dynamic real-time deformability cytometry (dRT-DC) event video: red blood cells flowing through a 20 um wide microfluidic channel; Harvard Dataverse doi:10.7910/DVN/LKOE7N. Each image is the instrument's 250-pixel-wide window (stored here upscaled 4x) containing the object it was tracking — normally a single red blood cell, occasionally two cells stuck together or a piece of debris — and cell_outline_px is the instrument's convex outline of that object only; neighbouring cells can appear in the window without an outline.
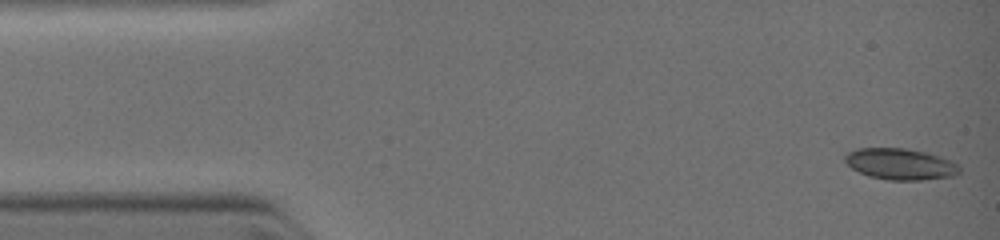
{"species": "common noctule bat (a hibernating species)", "species_latin": "Nyctalus noctula", "temperature_condition": "warm", "stored_images_in_passage": 12, "camera_frame_rate_fps": 3000, "um_per_image_px": 0.085, "animal": {"sex": "female", "body_mass_g": 19.0, "forearm_length_mm": 51.5}, "frame": {"image": 1, "passage_image": 1, "time_ms": 0.0, "image_size_px": [1000, 240], "cell_outline_px": [[960, 172], [956, 176], [920, 180], [888, 180], [868, 176], [852, 168], [844, 160], [844, 152], [856, 148], [904, 148], [924, 152], [940, 156], [952, 160], [960, 168]], "centroid_in_image_um": [76.51, 13.94], "position_along_channel_um": 8.5, "area_um2": 21.04}}
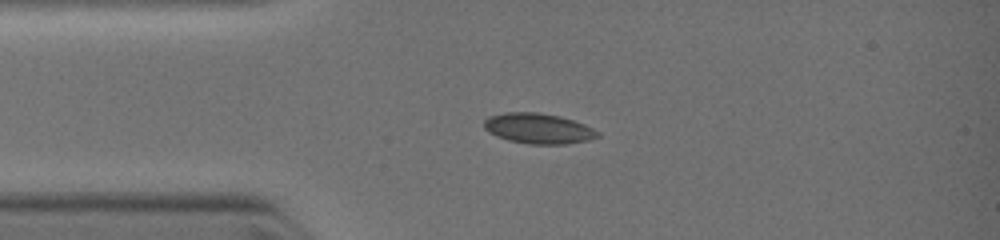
{"frame": {"image": 2, "passage_image": 8, "time_ms": 2.333, "image_size_px": [1000, 240], "cell_outline_px": [[600, 136], [588, 140], [564, 144], [528, 144], [508, 140], [496, 136], [488, 132], [484, 128], [484, 120], [488, 116], [508, 112], [536, 112], [560, 116], [584, 124], [600, 132]], "centroid_in_image_um": [45.74, 10.92], "position_along_channel_um": 39.3, "area_um2": 20.11}}
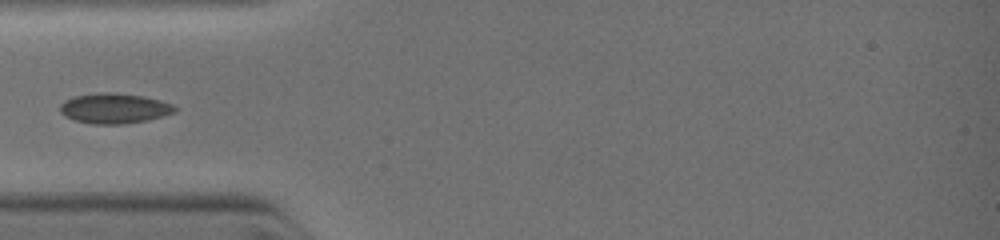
{"frame": {"image": 3, "passage_image": 11, "time_ms": 3.333, "image_size_px": [1000, 240], "cell_outline_px": [[176, 112], [164, 116], [148, 120], [120, 124], [92, 124], [72, 120], [64, 116], [60, 112], [60, 104], [64, 100], [72, 96], [100, 92], [112, 92], [144, 96], [160, 100], [172, 104], [176, 108]], "centroid_in_image_um": [9.68, 9.21], "position_along_channel_um": 75.3, "area_um2": 20.46}}